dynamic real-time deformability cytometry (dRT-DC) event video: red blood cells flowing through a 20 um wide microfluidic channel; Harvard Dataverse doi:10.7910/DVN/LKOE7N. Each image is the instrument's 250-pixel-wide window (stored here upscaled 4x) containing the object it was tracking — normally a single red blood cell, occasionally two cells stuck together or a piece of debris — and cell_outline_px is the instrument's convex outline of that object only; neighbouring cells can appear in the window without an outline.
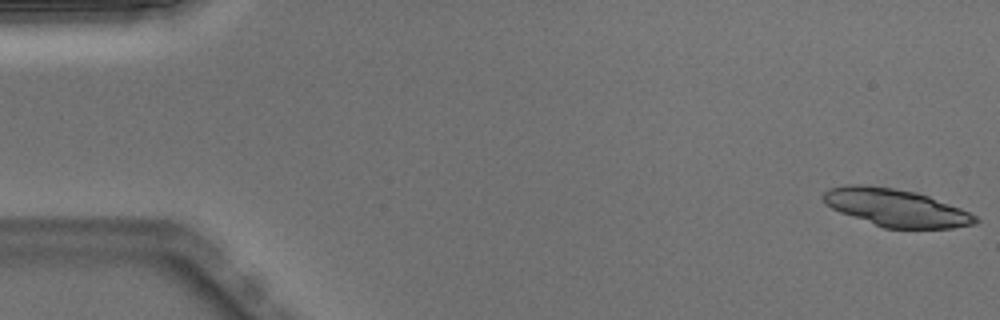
{"species": "Egyptian fruit bat (a non-hibernating species)", "species_latin": "Rousettus aegyptiacus", "temperature_condition": "warm", "stored_images_in_passage": 24, "camera_frame_rate_fps": 3000, "um_per_image_px": 0.085, "animal": {"sex": "male"}, "frame": {"image": 1, "passage_image": 1, "time_ms": 0.0, "image_size_px": [1000, 320], "cell_outline_px": [[980, 220], [976, 224], [952, 228], [884, 228], [840, 212], [832, 208], [820, 196], [828, 188], [844, 184], [860, 184], [892, 188], [916, 192], [928, 196], [960, 208], [976, 216]], "centroid_in_image_um": [76.14, 17.65], "position_along_channel_um": 8.9, "area_um2": 33.06}}